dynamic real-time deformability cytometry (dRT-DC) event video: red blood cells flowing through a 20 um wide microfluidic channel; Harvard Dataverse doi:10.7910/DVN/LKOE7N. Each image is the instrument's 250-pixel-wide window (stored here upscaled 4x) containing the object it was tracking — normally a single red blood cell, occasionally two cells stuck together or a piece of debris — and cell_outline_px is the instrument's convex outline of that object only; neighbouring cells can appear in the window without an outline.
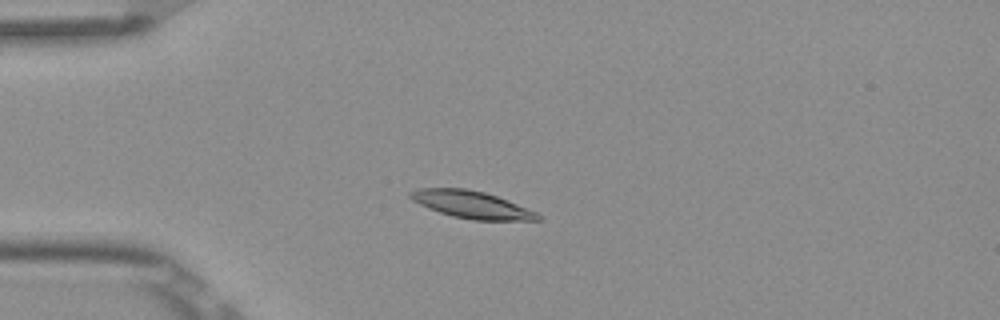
{"species": "Egyptian fruit bat (a non-hibernating species)", "species_latin": "Rousettus aegyptiacus", "temperature_condition": "room temperature", "stored_images_in_passage": 4, "camera_frame_rate_fps": 3000, "um_per_image_px": 0.085, "frame": {"image": 1, "passage_image": 3, "time_ms": 0.667, "image_size_px": [1000, 320], "cell_outline_px": [[540, 220], [472, 220], [452, 216], [428, 208], [412, 200], [408, 196], [408, 192], [416, 188], [468, 188], [484, 192], [496, 196], [536, 212], [540, 216]], "centroid_in_image_um": [40.02, 17.38], "position_along_channel_um": 45.0, "area_um2": 20.11}}